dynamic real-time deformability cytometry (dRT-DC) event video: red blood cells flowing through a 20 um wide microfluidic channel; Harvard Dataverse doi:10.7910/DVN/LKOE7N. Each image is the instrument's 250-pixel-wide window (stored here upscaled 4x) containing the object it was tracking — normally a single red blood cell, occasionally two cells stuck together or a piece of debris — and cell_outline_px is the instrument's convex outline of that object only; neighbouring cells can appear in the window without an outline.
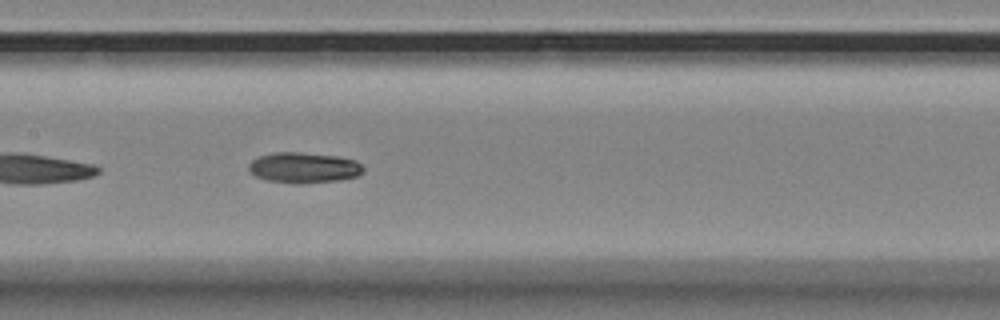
{"species": "Egyptian fruit bat (a non-hibernating species)", "species_latin": "Rousettus aegyptiacus", "temperature_condition": "room temperature", "stored_images_in_passage": 40, "camera_frame_rate_fps": 3000, "um_per_image_px": 0.085, "animal": {"sex": "female"}, "frame": {"image": 1, "passage_image": 12, "time_ms": 3.667, "image_size_px": [1000, 320], "cell_outline_px": [[364, 172], [356, 176], [340, 180], [300, 184], [296, 184], [268, 180], [256, 176], [248, 168], [248, 164], [252, 160], [260, 156], [276, 152], [300, 152], [336, 156], [356, 160], [364, 168]], "centroid_in_image_um": [25.84, 14.25], "position_along_channel_um": 181.6, "area_um2": 20.4}}
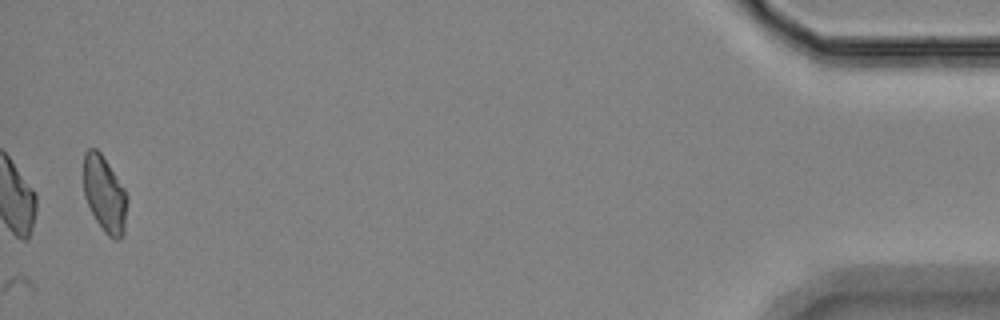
{"frame": {"image": 2, "passage_image": 40, "time_ms": 13.0, "image_size_px": [1000, 320], "cell_outline_px": [[128, 200], [124, 232], [120, 240], [116, 240], [108, 236], [104, 232], [96, 220], [84, 196], [84, 152], [88, 148], [96, 148], [100, 152], [124, 188], [128, 196]], "centroid_in_image_um": [8.9, 16.52], "position_along_channel_um": 426.3, "area_um2": 19.36}, "authors_computed_cell_mechanics": {"area_um2": 19.7098, "velocity_mm_per_s": 3.5384, "shape_relaxation_time_tau1_ms": null, "shape_relaxation_time_tau2_ms": 5.0506, "deformation_change_tau1": null, "deformation_change_tau2": 0.1538}}